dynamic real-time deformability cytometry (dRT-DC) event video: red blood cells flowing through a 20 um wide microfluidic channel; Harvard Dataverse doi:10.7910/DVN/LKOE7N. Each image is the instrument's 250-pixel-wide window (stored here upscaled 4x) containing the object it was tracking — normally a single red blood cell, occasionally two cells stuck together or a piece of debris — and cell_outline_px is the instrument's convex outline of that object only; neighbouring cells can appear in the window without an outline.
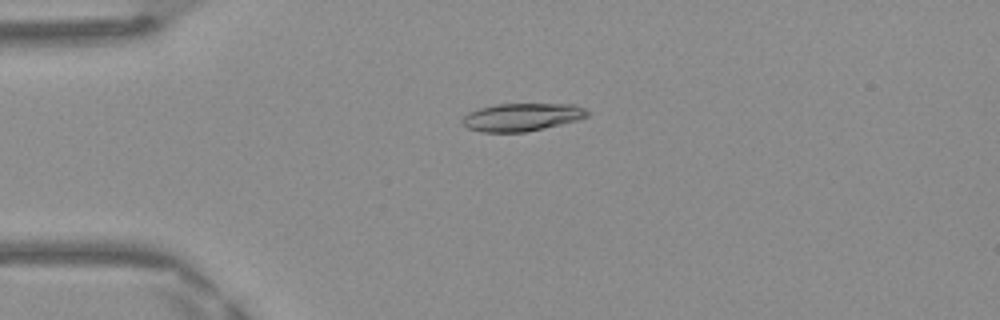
{"species": "Egyptian fruit bat (a non-hibernating species)", "species_latin": "Rousettus aegyptiacus", "temperature_condition": "warm", "stored_images_in_passage": 41, "camera_frame_rate_fps": 3000, "um_per_image_px": 0.085, "frame": {"image": 1, "passage_image": 4, "time_ms": 1.0, "image_size_px": [1000, 320], "cell_outline_px": [[588, 116], [576, 120], [544, 128], [524, 132], [480, 132], [468, 128], [460, 124], [460, 120], [468, 112], [480, 108], [496, 104], [576, 104], [584, 108], [588, 112]], "centroid_in_image_um": [44.3, 9.95], "position_along_channel_um": 40.7, "area_um2": 20.29}}
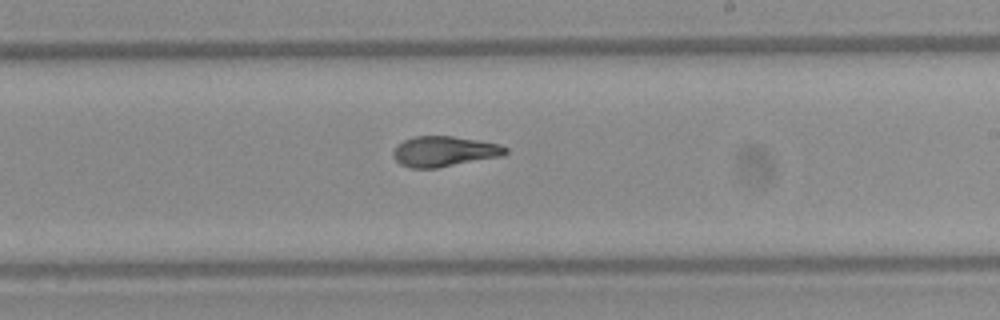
{"frame": {"image": 2, "passage_image": 21, "time_ms": 6.667, "image_size_px": [1000, 320], "cell_outline_px": [[508, 152], [504, 156], [436, 168], [412, 168], [400, 164], [392, 156], [392, 152], [396, 144], [412, 136], [452, 136], [480, 140], [500, 144], [508, 148]], "centroid_in_image_um": [37.76, 12.86], "position_along_channel_um": 251.2, "area_um2": 20.17}}
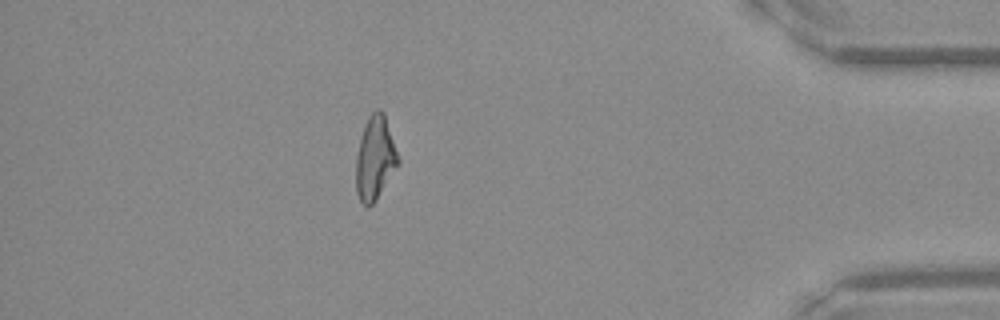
{"frame": {"image": 3, "passage_image": 35, "time_ms": 11.333, "image_size_px": [1000, 320], "cell_outline_px": [[400, 164], [376, 200], [368, 208], [360, 200], [356, 192], [356, 156], [360, 136], [368, 116], [376, 108], [380, 108], [384, 112], [400, 160]], "centroid_in_image_um": [31.89, 13.43], "position_along_channel_um": 403.3, "area_um2": 20.81}, "authors_computed_cell_mechanics": {"area_um2": 20.23, "velocity_mm_per_s": 4.1897, "shape_relaxation_time_tau1_ms": null, "shape_relaxation_time_tau2_ms": 1.5511, "deformation_change_tau1": null, "deformation_change_tau2": 0.0741}}